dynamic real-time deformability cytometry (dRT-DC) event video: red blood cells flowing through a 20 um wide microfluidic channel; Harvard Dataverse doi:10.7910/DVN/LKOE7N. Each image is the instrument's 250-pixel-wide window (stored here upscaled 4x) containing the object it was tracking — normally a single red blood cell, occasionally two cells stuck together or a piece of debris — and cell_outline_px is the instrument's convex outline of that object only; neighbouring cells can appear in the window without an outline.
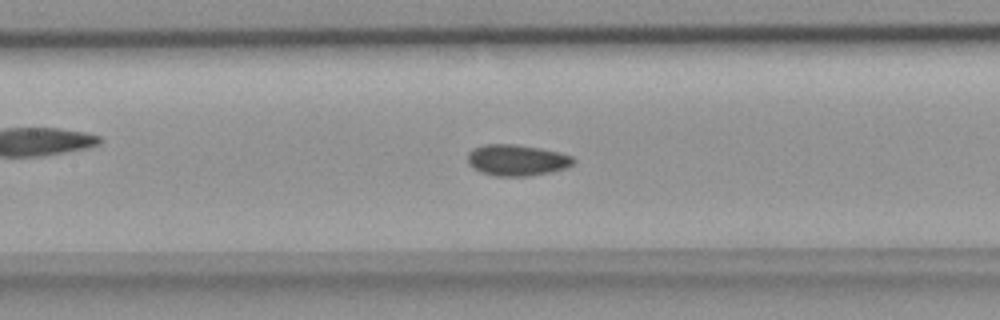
{"species": "common noctule bat (a hibernating species)", "species_latin": "Nyctalus noctula", "temperature_condition": "room temperature", "stored_images_in_passage": 48, "camera_frame_rate_fps": 3000, "um_per_image_px": 0.085, "animal": {"sex": "female", "body_mass_g": 18.4}, "frame": {"image": 1, "passage_image": 22, "time_ms": 7.0, "image_size_px": [1000, 320], "cell_outline_px": [[576, 160], [568, 168], [552, 172], [528, 176], [496, 176], [480, 172], [468, 164], [468, 152], [472, 148], [484, 144], [516, 144], [540, 148], [560, 152], [572, 156]], "centroid_in_image_um": [43.94, 13.61], "position_along_channel_um": 163.5, "area_um2": 19.48}}
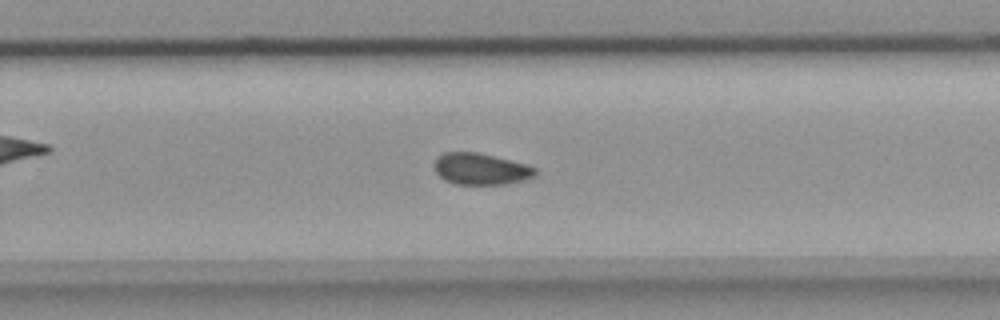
{"frame": {"image": 2, "passage_image": 31, "time_ms": 10.0, "image_size_px": [1000, 320], "cell_outline_px": [[536, 172], [532, 176], [520, 180], [504, 184], [456, 184], [444, 180], [436, 172], [436, 156], [444, 152], [476, 152], [528, 164], [536, 168]], "centroid_in_image_um": [40.84, 14.35], "position_along_channel_um": 289.0, "area_um2": 18.26}}
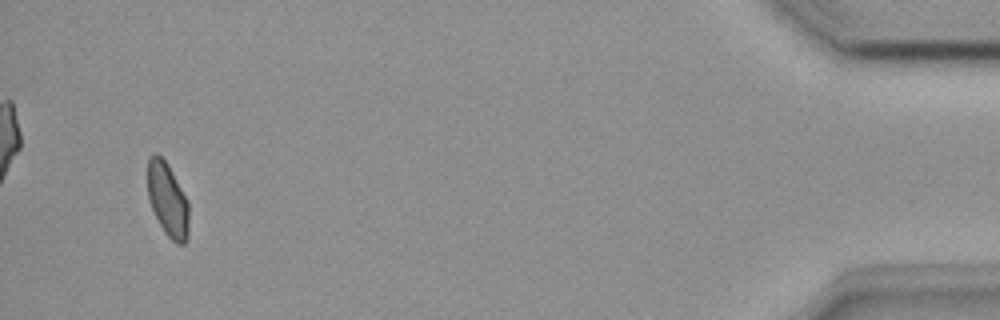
{"frame": {"image": 3, "passage_image": 46, "time_ms": 15.0, "image_size_px": [1000, 320], "cell_outline_px": [[188, 236], [184, 244], [176, 244], [164, 232], [148, 200], [148, 156], [156, 152], [168, 164], [188, 200]], "centroid_in_image_um": [14.25, 16.96], "position_along_channel_um": 421.0, "area_um2": 17.74}}